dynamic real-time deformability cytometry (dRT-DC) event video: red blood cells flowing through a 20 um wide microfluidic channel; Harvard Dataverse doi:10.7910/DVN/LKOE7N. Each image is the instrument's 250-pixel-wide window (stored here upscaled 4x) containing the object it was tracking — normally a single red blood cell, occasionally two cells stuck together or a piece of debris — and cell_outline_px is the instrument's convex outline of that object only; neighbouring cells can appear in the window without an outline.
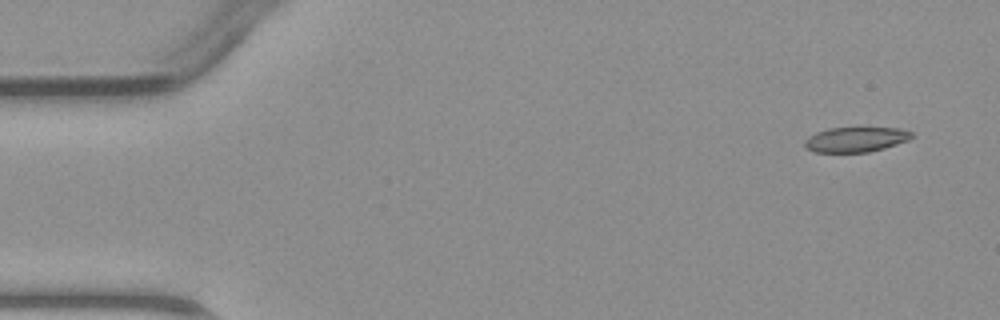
{"species": "common noctule bat (a hibernating species)", "species_latin": "Nyctalus noctula", "temperature_condition": "warm", "stored_images_in_passage": 2, "camera_frame_rate_fps": 3000, "um_per_image_px": 0.085, "animal": {"sex": "male", "body_mass_g": 23.1, "forearm_length_mm": 52.7}, "frame": {"image": 1, "passage_image": 1, "time_ms": 0.0, "image_size_px": [1000, 320], "cell_outline_px": [[916, 136], [908, 140], [884, 148], [868, 152], [812, 152], [804, 144], [804, 140], [808, 136], [816, 132], [828, 128], [860, 124], [900, 128], [912, 132]], "centroid_in_image_um": [72.78, 11.78], "position_along_channel_um": 12.2, "area_um2": 16.65}}
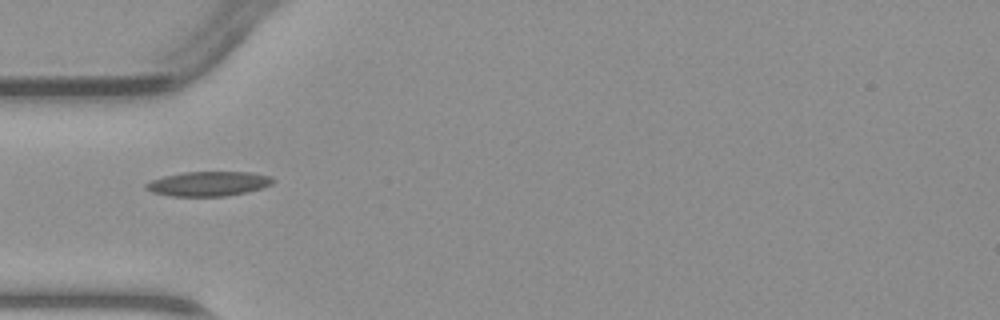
{"frame": {"image": 2, "passage_image": 2, "time_ms": 4.0, "image_size_px": [1000, 320], "cell_outline_px": [[276, 180], [272, 184], [260, 188], [244, 192], [224, 196], [172, 196], [152, 192], [144, 188], [144, 184], [152, 180], [164, 176], [184, 172], [248, 172], [272, 176]], "centroid_in_image_um": [17.7, 15.61], "position_along_channel_um": 67.3, "area_um2": 18.09}}